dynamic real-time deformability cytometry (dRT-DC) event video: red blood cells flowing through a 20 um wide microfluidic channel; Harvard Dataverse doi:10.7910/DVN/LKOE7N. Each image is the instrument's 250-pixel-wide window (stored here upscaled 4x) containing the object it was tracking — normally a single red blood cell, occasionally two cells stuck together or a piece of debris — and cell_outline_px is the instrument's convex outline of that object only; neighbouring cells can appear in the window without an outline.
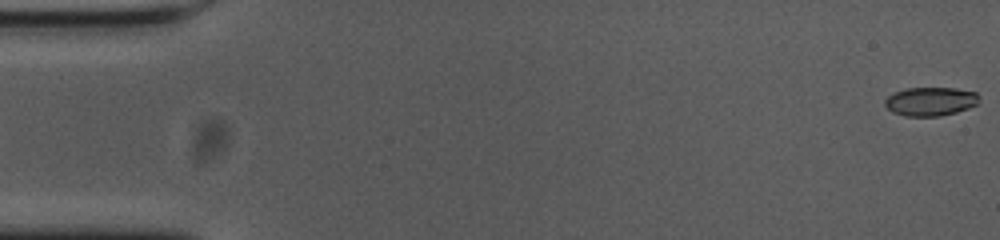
{"species": "common noctule bat (a hibernating species)", "species_latin": "Nyctalus noctula", "temperature_condition": "cold", "stored_images_in_passage": 56, "camera_frame_rate_fps": 3000, "um_per_image_px": 0.085, "animal": {"sex": "female", "body_mass_g": 23.0, "forearm_length_mm": 53.4}, "frame": {"image": 1, "passage_image": 1, "time_ms": 0.0, "image_size_px": [1000, 240], "cell_outline_px": [[980, 96], [976, 104], [968, 108], [956, 112], [940, 116], [904, 116], [892, 112], [884, 104], [884, 100], [892, 92], [908, 88], [952, 88], [976, 92]], "centroid_in_image_um": [79.06, 8.62], "position_along_channel_um": 5.9, "area_um2": 15.78}}
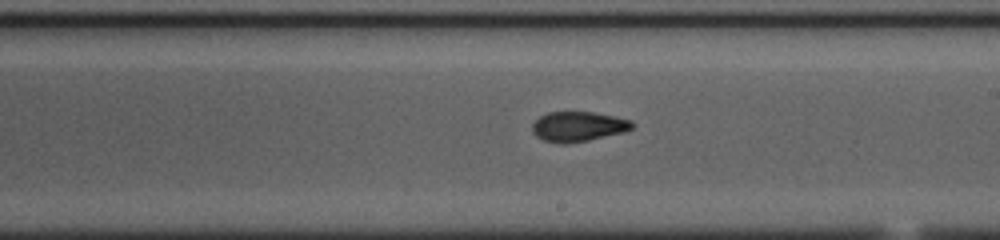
{"frame": {"image": 2, "passage_image": 32, "time_ms": 10.333, "image_size_px": [1000, 240], "cell_outline_px": [[636, 124], [632, 128], [624, 132], [588, 140], [564, 144], [560, 144], [544, 140], [536, 136], [532, 132], [532, 124], [540, 116], [548, 112], [592, 112], [632, 120]], "centroid_in_image_um": [49.14, 10.75], "position_along_channel_um": 239.9, "area_um2": 17.4}}
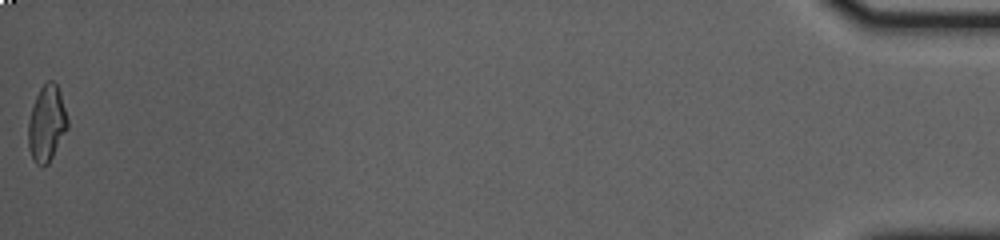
{"frame": {"image": 3, "passage_image": 56, "time_ms": 18.333, "image_size_px": [1000, 240], "cell_outline_px": [[68, 128], [48, 164], [36, 164], [32, 160], [28, 148], [28, 120], [36, 96], [40, 88], [48, 80], [52, 80], [56, 84], [60, 92], [68, 120]], "centroid_in_image_um": [3.96, 10.5], "position_along_channel_um": 431.2, "area_um2": 17.34}, "authors_computed_cell_mechanics": {"area_um2": 17.051, "velocity_mm_per_s": 3.6764, "shape_relaxation_time_tau1_ms": null, "shape_relaxation_time_tau2_ms": 2.3987, "deformation_change_tau1": null, "deformation_change_tau2": 0.0782}}